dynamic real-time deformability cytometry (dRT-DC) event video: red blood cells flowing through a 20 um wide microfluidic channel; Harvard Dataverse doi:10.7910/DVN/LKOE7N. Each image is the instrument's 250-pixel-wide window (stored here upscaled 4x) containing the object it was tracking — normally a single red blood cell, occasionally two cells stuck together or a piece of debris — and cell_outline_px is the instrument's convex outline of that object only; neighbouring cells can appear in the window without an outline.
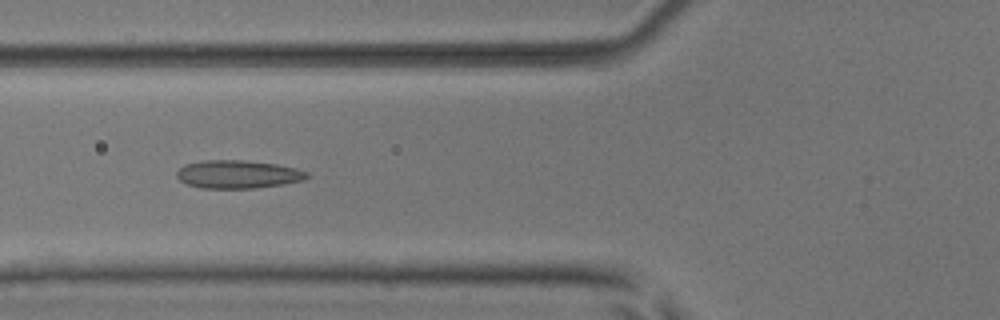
{"species": "common noctule bat (a hibernating species)", "species_latin": "Nyctalus noctula", "temperature_condition": "room temperature", "stored_images_in_passage": 46, "camera_frame_rate_fps": 3000, "um_per_image_px": 0.085, "animal": {"sex": "male", "body_mass_g": 17.9, "forearm_length_mm": 54.2}, "frame": {"image": 1, "passage_image": 19, "time_ms": 6.0, "image_size_px": [1000, 320], "cell_outline_px": [[308, 176], [304, 180], [284, 184], [256, 188], [200, 188], [188, 184], [180, 180], [176, 176], [176, 172], [184, 164], [204, 160], [240, 160], [276, 164], [296, 168], [308, 172]], "centroid_in_image_um": [20.21, 14.81], "position_along_channel_um": 105.6, "area_um2": 21.33}}
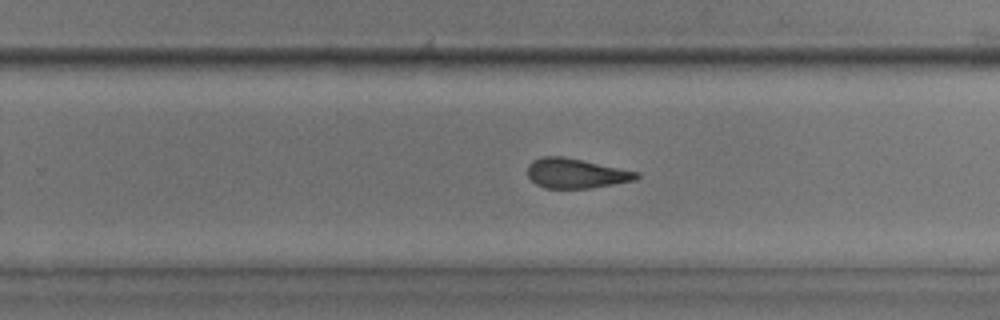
{"frame": {"image": 2, "passage_image": 32, "time_ms": 10.333, "image_size_px": [1000, 320], "cell_outline_px": [[640, 176], [636, 180], [588, 188], [544, 188], [536, 184], [528, 176], [528, 164], [532, 160], [540, 156], [564, 156], [640, 172]], "centroid_in_image_um": [48.94, 14.72], "position_along_channel_um": 280.9, "area_um2": 18.96}}
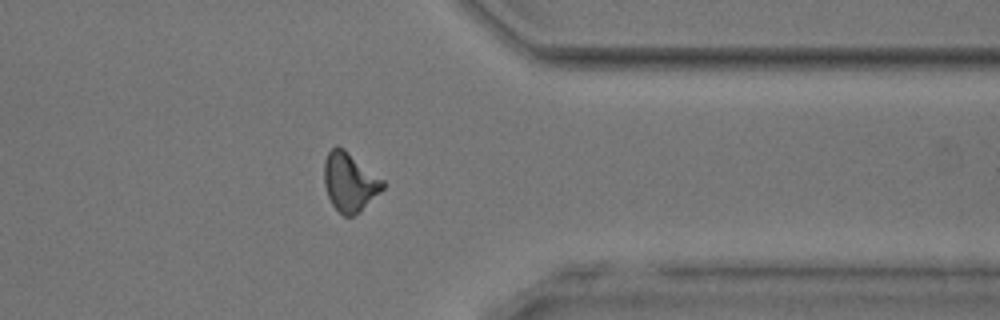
{"frame": {"image": 3, "passage_image": 40, "time_ms": 13.0, "image_size_px": [1000, 320], "cell_outline_px": [[384, 188], [380, 192], [352, 216], [344, 216], [332, 204], [328, 196], [324, 184], [324, 160], [328, 152], [336, 144], [344, 148], [384, 180]], "centroid_in_image_um": [29.7, 15.42], "position_along_channel_um": 381.7, "area_um2": 19.83}, "authors_computed_cell_mechanics": {"area_um2": 20.0566, "velocity_mm_per_s": 4.0557, "shape_relaxation_time_tau1_ms": null, "shape_relaxation_time_tau2_ms": 3.124, "deformation_change_tau1": null, "deformation_change_tau2": 0.1065}}